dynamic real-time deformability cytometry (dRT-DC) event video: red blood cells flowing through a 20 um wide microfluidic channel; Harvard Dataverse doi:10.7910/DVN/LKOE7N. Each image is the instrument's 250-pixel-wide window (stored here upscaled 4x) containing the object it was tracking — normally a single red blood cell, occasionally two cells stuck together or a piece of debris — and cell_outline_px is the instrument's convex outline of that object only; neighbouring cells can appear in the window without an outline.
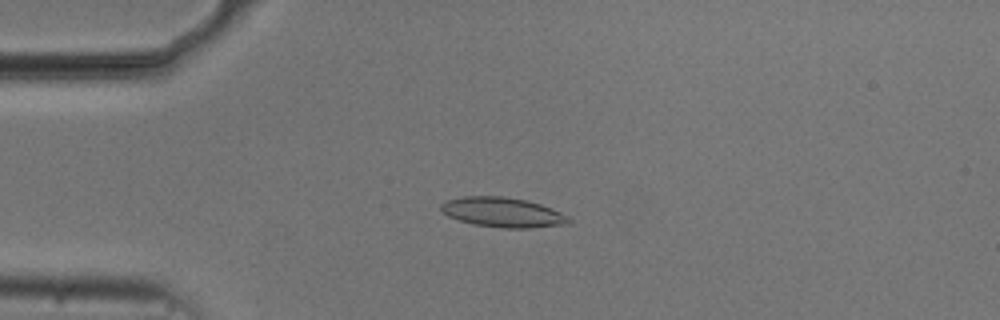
{"species": "common noctule bat (a hibernating species)", "species_latin": "Nyctalus noctula", "temperature_condition": "cold", "stored_images_in_passage": 47, "camera_frame_rate_fps": 3000, "um_per_image_px": 0.085, "animal": {"sex": "male", "body_mass_g": 20.5, "forearm_length_mm": 52.5}, "frame": {"image": 1, "passage_image": 6, "time_ms": 1.667, "image_size_px": [1000, 320], "cell_outline_px": [[572, 220], [568, 224], [528, 228], [504, 228], [472, 224], [448, 216], [440, 212], [440, 204], [448, 200], [464, 196], [504, 196], [524, 200], [540, 204], [560, 212], [568, 216]], "centroid_in_image_um": [42.71, 18.05], "position_along_channel_um": 42.3, "area_um2": 22.14}}
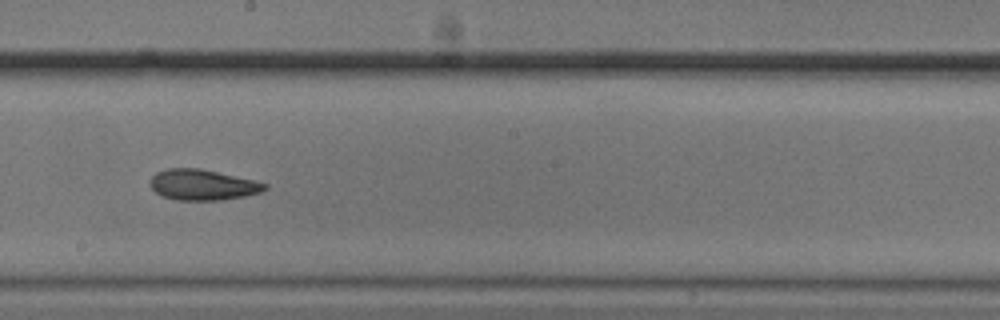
{"frame": {"image": 2, "passage_image": 23, "time_ms": 7.333, "image_size_px": [1000, 320], "cell_outline_px": [[268, 188], [260, 192], [244, 196], [220, 200], [176, 200], [164, 196], [156, 192], [152, 188], [152, 176], [156, 172], [168, 168], [200, 168], [252, 180], [268, 184]], "centroid_in_image_um": [17.23, 15.71], "position_along_channel_um": 231.0, "area_um2": 20.17}}
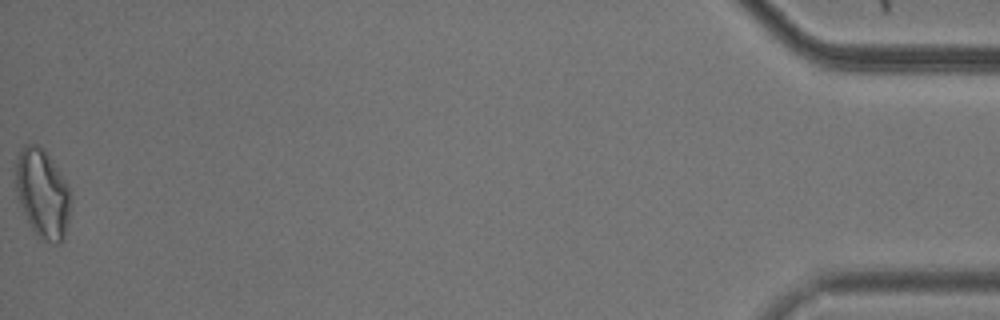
{"frame": {"image": 3, "passage_image": 47, "time_ms": 15.333, "image_size_px": [1000, 320], "cell_outline_px": [[72, 200], [64, 240], [60, 244], [52, 244], [44, 240], [32, 228], [20, 204], [16, 188], [16, 160], [20, 148], [24, 144], [36, 144], [44, 148], [68, 184]], "centroid_in_image_um": [3.64, 16.43], "position_along_channel_um": 431.6, "area_um2": 28.55}, "authors_computed_cell_mechanics": {"area_um2": 20.7502, "velocity_mm_per_s": 3.7337, "shape_relaxation_time_tau1_ms": 3.9946, "shape_relaxation_time_tau2_ms": 3.7694, "deformation_change_tau1": 0.1357, "deformation_change_tau2": 0.1112}}